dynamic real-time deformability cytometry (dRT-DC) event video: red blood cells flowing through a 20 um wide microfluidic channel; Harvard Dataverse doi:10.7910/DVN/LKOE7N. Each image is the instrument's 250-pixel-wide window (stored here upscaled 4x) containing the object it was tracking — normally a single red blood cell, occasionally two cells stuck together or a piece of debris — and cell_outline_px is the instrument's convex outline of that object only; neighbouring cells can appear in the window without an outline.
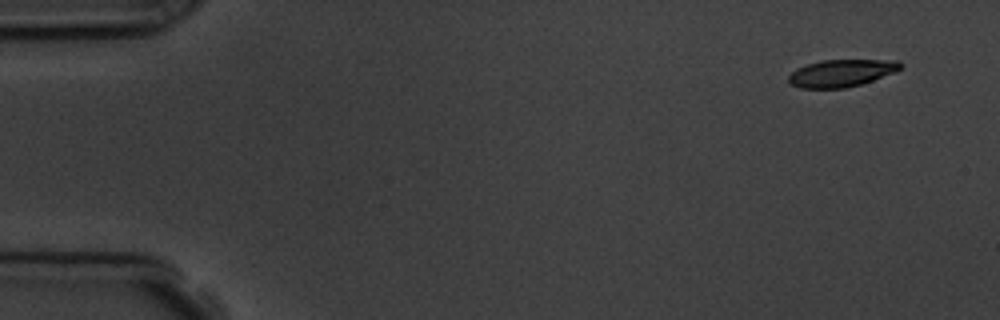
{"species": "common noctule bat (a hibernating species)", "species_latin": "Nyctalus noctula", "temperature_condition": "room temperature", "stored_images_in_passage": 5, "camera_frame_rate_fps": 3000, "um_per_image_px": 0.085, "animal": {"sex": "male", "body_mass_g": 19.5, "forearm_length_mm": 54.6}, "frame": {"image": 1, "passage_image": 1, "time_ms": 0.0, "image_size_px": [1000, 320], "cell_outline_px": [[904, 64], [896, 72], [860, 84], [844, 88], [800, 88], [788, 84], [788, 76], [796, 68], [804, 64], [820, 60], [900, 60]], "centroid_in_image_um": [71.49, 6.2], "position_along_channel_um": 13.5, "area_um2": 17.98}}
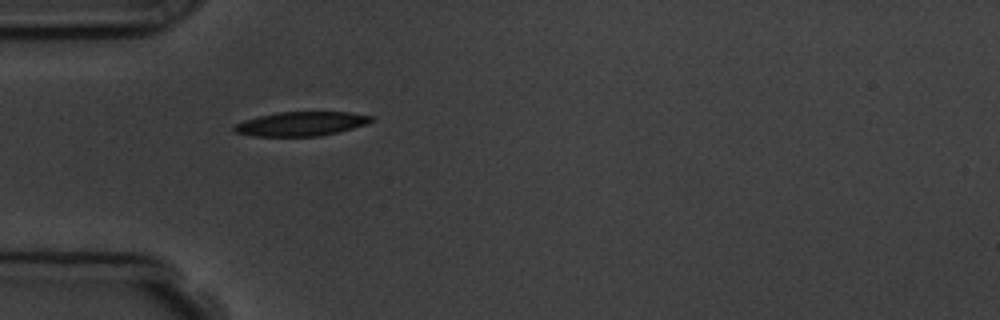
{"frame": {"image": 2, "passage_image": 5, "time_ms": 4.333, "image_size_px": [1000, 320], "cell_outline_px": [[376, 120], [352, 128], [320, 136], [252, 136], [236, 132], [232, 128], [236, 124], [244, 120], [260, 116], [280, 112], [348, 112], [376, 116]], "centroid_in_image_um": [25.63, 10.52], "position_along_channel_um": 59.4, "area_um2": 19.19}}